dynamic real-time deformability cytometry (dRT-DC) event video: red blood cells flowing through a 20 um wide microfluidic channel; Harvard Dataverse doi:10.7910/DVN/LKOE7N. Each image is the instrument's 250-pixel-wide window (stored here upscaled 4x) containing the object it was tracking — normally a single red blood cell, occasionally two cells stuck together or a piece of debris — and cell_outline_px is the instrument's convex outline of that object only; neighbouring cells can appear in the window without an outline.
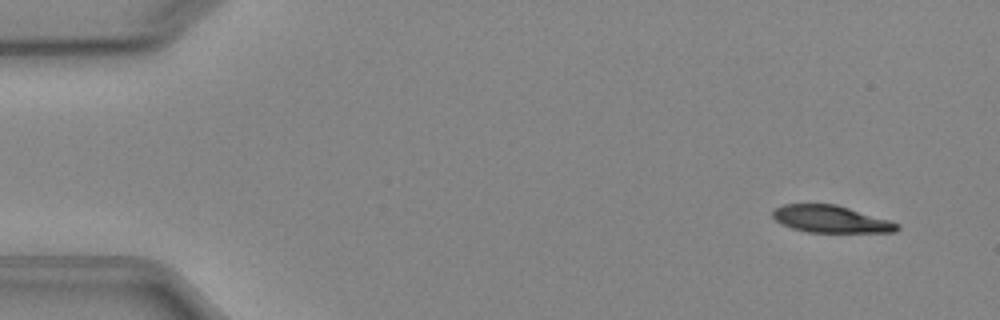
{"species": "Egyptian fruit bat (a non-hibernating species)", "species_latin": "Rousettus aegyptiacus", "temperature_condition": "cold", "stored_images_in_passage": 5, "camera_frame_rate_fps": 3000, "um_per_image_px": 0.085, "animal": {"sex": "female"}, "frame": {"image": 1, "passage_image": 2, "time_ms": 1.0, "image_size_px": [1000, 320], "cell_outline_px": [[900, 228], [896, 232], [808, 232], [792, 228], [776, 220], [772, 216], [772, 208], [784, 204], [836, 204], [888, 220], [900, 224]], "centroid_in_image_um": [70.6, 18.62], "position_along_channel_um": 14.4, "area_um2": 19.54}}